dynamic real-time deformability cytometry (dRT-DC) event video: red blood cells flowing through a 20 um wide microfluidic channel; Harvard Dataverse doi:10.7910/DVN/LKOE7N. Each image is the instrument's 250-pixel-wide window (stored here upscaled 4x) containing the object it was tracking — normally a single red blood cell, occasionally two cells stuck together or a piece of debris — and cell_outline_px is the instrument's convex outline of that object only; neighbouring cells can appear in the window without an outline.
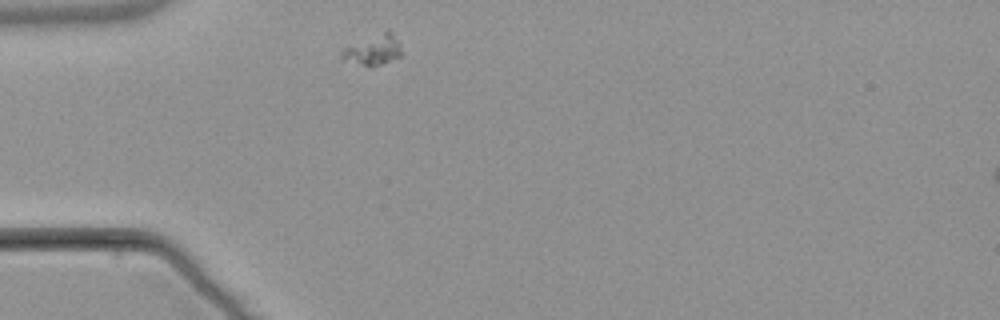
{"species": "common noctule bat (a hibernating species)", "species_latin": "Nyctalus noctula", "temperature_condition": "warm", "stored_images_in_passage": 1, "camera_frame_rate_fps": 3000, "um_per_image_px": 0.085, "animal": {"sex": "male", "body_mass_g": 21.5, "forearm_length_mm": 52.0}, "frame": {"image": 1, "passage_image": 1, "time_ms": 0.0, "image_size_px": [1000, 320], "cell_outline_px": [[400, 56], [372, 68], [340, 60], [340, 52], [344, 48], [388, 28], [392, 32], [400, 48]], "centroid_in_image_um": [31.66, 4.26], "position_along_channel_um": 53.3, "area_um2": 10.64}}